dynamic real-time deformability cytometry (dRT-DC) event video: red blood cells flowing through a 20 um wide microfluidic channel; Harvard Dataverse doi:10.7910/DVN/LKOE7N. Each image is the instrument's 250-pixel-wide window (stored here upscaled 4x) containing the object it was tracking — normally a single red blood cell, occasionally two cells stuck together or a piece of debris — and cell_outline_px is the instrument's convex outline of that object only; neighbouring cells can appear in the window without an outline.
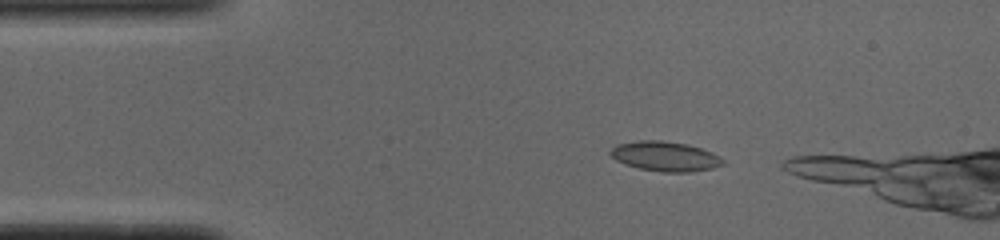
{"species": "common noctule bat (a hibernating species)", "species_latin": "Nyctalus noctula", "temperature_condition": "cold", "stored_images_in_passage": 15, "camera_frame_rate_fps": 3000, "um_per_image_px": 0.085, "animal": {"sex": "male", "body_mass_g": 19.0, "forearm_length_mm": 50.8}, "frame": {"image": 1, "passage_image": 5, "time_ms": 1.333, "image_size_px": [1000, 240], "cell_outline_px": [[724, 164], [712, 168], [688, 172], [664, 172], [640, 168], [616, 160], [608, 152], [616, 144], [640, 140], [660, 140], [688, 144], [700, 148], [720, 156], [724, 160]], "centroid_in_image_um": [56.54, 13.27], "position_along_channel_um": 28.5, "area_um2": 19.31}}
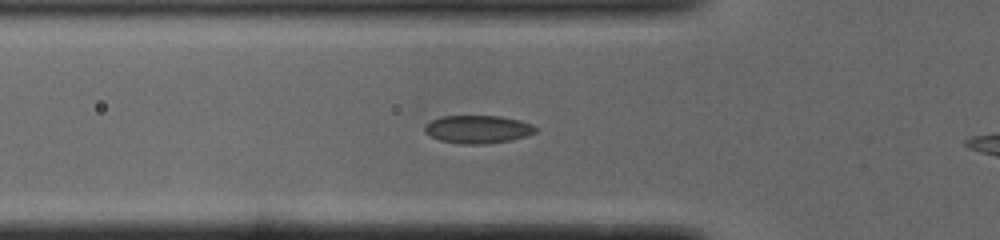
{"frame": {"image": 2, "passage_image": 13, "time_ms": 4.0, "image_size_px": [1000, 240], "cell_outline_px": [[536, 132], [512, 140], [484, 144], [460, 144], [440, 140], [424, 132], [424, 124], [440, 116], [500, 116], [520, 120], [532, 124], [536, 128]], "centroid_in_image_um": [40.59, 10.98], "position_along_channel_um": 85.2, "area_um2": 18.09}}